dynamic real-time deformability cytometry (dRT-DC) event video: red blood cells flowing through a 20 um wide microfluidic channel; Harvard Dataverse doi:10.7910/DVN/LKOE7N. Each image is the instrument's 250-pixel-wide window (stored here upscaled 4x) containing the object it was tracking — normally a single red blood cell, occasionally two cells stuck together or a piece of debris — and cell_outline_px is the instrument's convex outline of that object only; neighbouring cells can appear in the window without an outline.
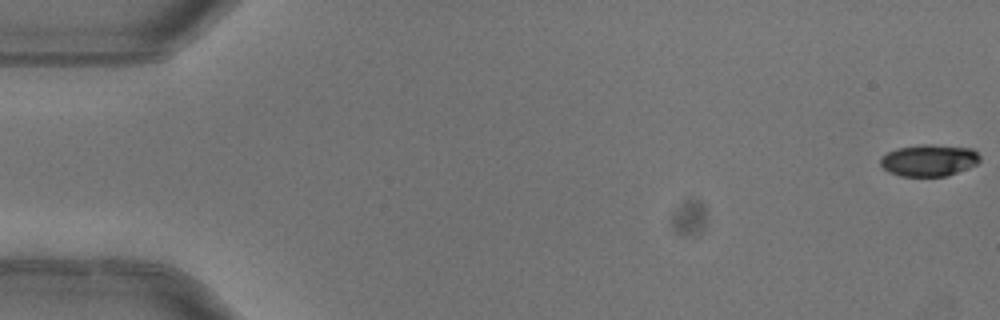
{"species": "common noctule bat (a hibernating species)", "species_latin": "Nyctalus noctula", "temperature_condition": "warm", "stored_images_in_passage": 5, "camera_frame_rate_fps": 3000, "um_per_image_px": 0.085, "animal": {"sex": "female"}, "frame": {"image": 1, "passage_image": 1, "time_ms": 0.0, "image_size_px": [1000, 320], "cell_outline_px": [[980, 160], [976, 164], [956, 172], [944, 176], [900, 176], [888, 172], [880, 164], [880, 156], [896, 148], [924, 144], [932, 144], [972, 148], [980, 156]], "centroid_in_image_um": [78.93, 13.61], "position_along_channel_um": 6.1, "area_um2": 18.38}}
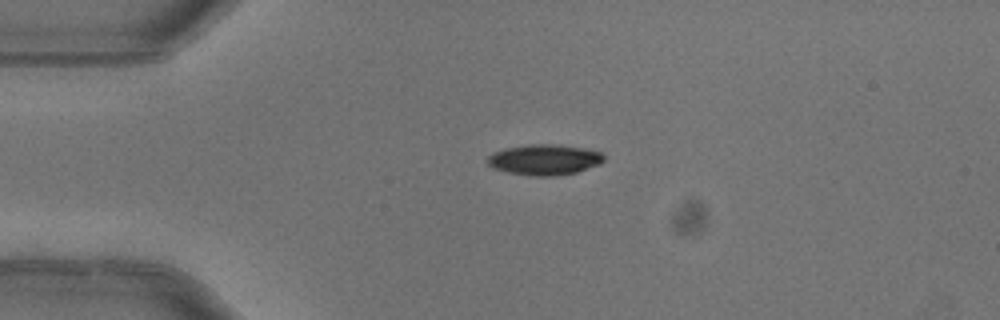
{"frame": {"image": 2, "passage_image": 4, "time_ms": 1.0, "image_size_px": [1000, 320], "cell_outline_px": [[604, 160], [600, 164], [576, 172], [552, 176], [532, 176], [508, 172], [492, 168], [488, 164], [488, 156], [492, 152], [504, 148], [528, 144], [556, 144], [584, 148], [600, 152], [604, 156]], "centroid_in_image_um": [46.25, 13.56], "position_along_channel_um": 38.8, "area_um2": 20.81}}